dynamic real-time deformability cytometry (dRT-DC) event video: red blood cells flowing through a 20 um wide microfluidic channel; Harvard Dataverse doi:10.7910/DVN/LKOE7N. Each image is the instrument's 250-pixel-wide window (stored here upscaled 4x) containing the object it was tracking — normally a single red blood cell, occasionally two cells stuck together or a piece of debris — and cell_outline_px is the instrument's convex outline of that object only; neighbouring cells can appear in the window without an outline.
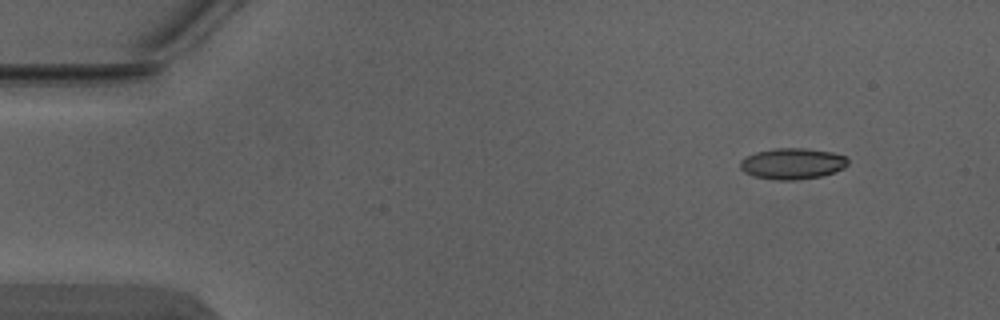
{"species": "Egyptian fruit bat (a non-hibernating species)", "species_latin": "Rousettus aegyptiacus", "temperature_condition": "warm", "stored_images_in_passage": 4, "camera_frame_rate_fps": 3000, "um_per_image_px": 0.085, "animal": {"sex": "male"}, "frame": {"image": 1, "passage_image": 1, "time_ms": 0.0, "image_size_px": [1000, 320], "cell_outline_px": [[848, 164], [844, 168], [820, 176], [796, 180], [776, 180], [756, 176], [744, 172], [740, 168], [740, 160], [756, 152], [776, 148], [808, 148], [832, 152], [848, 156]], "centroid_in_image_um": [67.38, 13.9], "position_along_channel_um": 17.6, "area_um2": 19.48}}
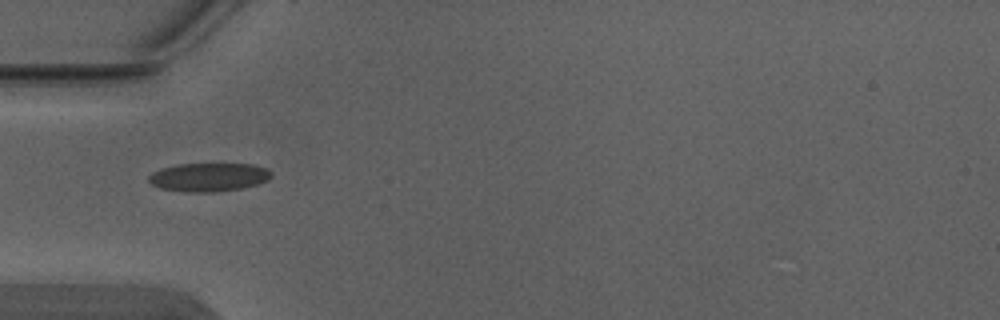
{"frame": {"image": 2, "passage_image": 4, "time_ms": 1.0, "image_size_px": [1000, 320], "cell_outline_px": [[272, 176], [268, 180], [256, 184], [240, 188], [212, 192], [188, 192], [160, 188], [152, 184], [148, 180], [148, 176], [152, 172], [164, 168], [180, 164], [252, 164], [264, 168], [272, 172]], "centroid_in_image_um": [17.74, 15.06], "position_along_channel_um": 67.3, "area_um2": 20.11}}